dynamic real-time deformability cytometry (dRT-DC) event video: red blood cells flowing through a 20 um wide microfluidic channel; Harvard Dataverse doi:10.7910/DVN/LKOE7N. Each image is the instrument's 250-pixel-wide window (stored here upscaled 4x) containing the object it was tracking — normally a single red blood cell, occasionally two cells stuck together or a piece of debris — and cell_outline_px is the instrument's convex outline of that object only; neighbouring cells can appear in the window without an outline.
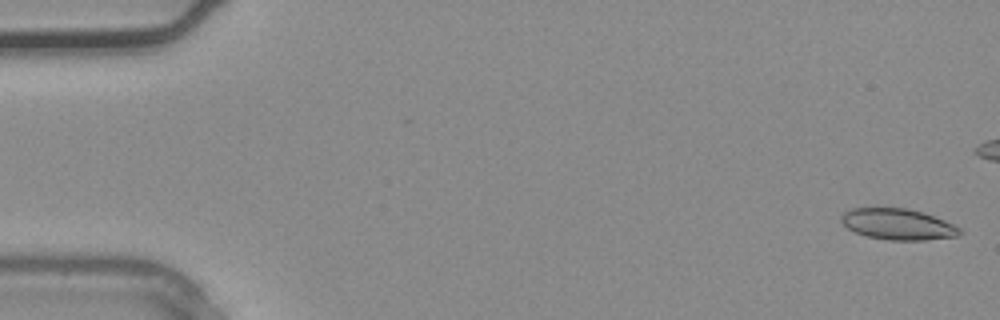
{"species": "common noctule bat (a hibernating species)", "species_latin": "Nyctalus noctula", "temperature_condition": "warm", "stored_images_in_passage": 32, "camera_frame_rate_fps": 3000, "um_per_image_px": 0.085, "animal": {"sex": "male", "body_mass_g": 20.4}, "frame": {"image": 1, "passage_image": 1, "time_ms": 0.0, "image_size_px": [1000, 320], "cell_outline_px": [[964, 232], [956, 236], [924, 240], [888, 240], [868, 236], [856, 232], [848, 228], [840, 220], [840, 216], [844, 212], [852, 208], [908, 208], [944, 220], [960, 228]], "centroid_in_image_um": [76.31, 19.06], "position_along_channel_um": 8.7, "area_um2": 21.21}}
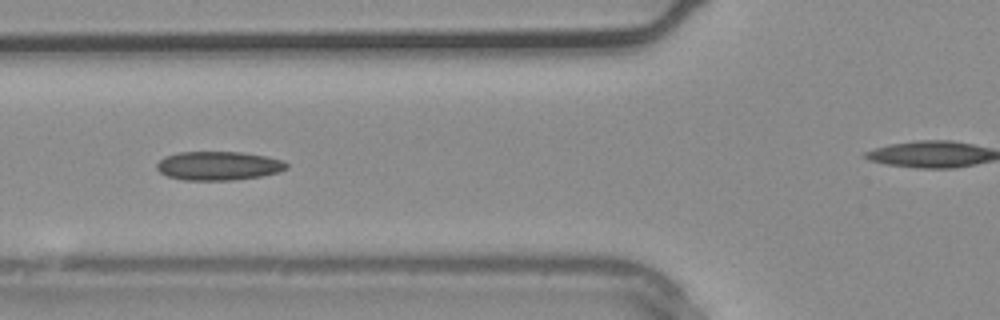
{"frame": {"image": 2, "passage_image": 14, "time_ms": 4.333, "image_size_px": [1000, 320], "cell_outline_px": [[288, 168], [280, 172], [260, 176], [232, 180], [184, 180], [168, 176], [160, 172], [156, 168], [156, 164], [164, 156], [180, 152], [240, 152], [268, 156], [284, 160], [288, 164]], "centroid_in_image_um": [18.6, 14.09], "position_along_channel_um": 107.2, "area_um2": 21.91}}